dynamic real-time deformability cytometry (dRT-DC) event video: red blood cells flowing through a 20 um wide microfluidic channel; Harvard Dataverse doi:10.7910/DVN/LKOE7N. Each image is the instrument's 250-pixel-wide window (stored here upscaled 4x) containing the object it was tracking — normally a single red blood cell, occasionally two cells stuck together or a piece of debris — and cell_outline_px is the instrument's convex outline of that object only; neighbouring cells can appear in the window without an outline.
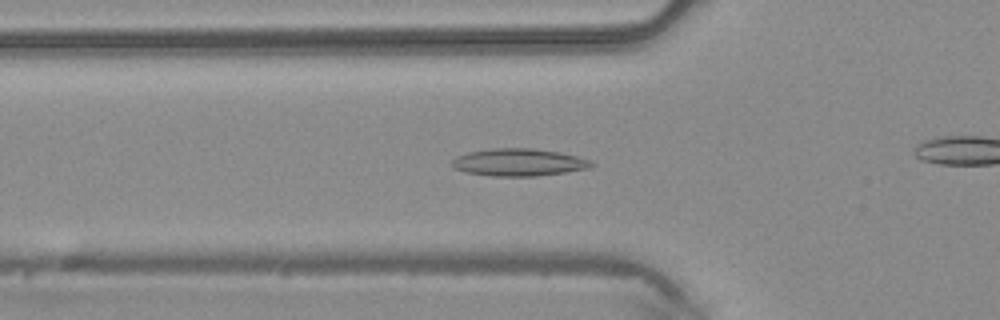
{"species": "common noctule bat (a hibernating species)", "species_latin": "Nyctalus noctula", "temperature_condition": "warm", "stored_images_in_passage": 37, "camera_frame_rate_fps": 3000, "um_per_image_px": 0.085, "animal": {"sex": "male", "body_mass_g": 20.4}, "frame": {"image": 1, "passage_image": 15, "time_ms": 4.667, "image_size_px": [1000, 320], "cell_outline_px": [[596, 164], [592, 168], [568, 172], [536, 176], [492, 176], [464, 172], [452, 168], [448, 164], [456, 156], [468, 152], [492, 148], [532, 148], [560, 152], [592, 160]], "centroid_in_image_um": [44.09, 13.8], "position_along_channel_um": 81.7, "area_um2": 22.72}}
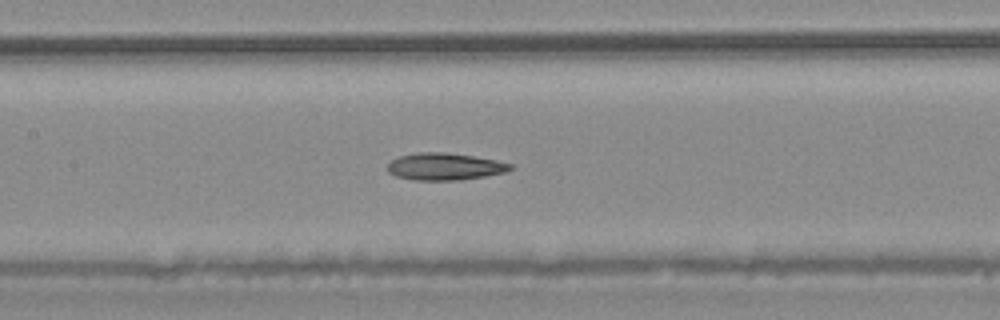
{"frame": {"image": 2, "passage_image": 21, "time_ms": 6.667, "image_size_px": [1000, 320], "cell_outline_px": [[516, 168], [504, 172], [484, 176], [460, 180], [412, 180], [396, 176], [388, 172], [388, 164], [392, 160], [400, 156], [420, 152], [444, 152], [472, 156], [496, 160], [512, 164]], "centroid_in_image_um": [37.81, 14.16], "position_along_channel_um": 169.6, "area_um2": 19.31}}
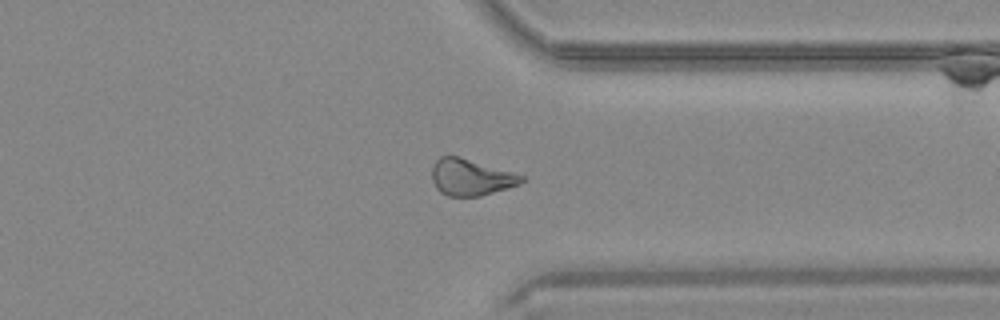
{"frame": {"image": 3, "passage_image": 35, "time_ms": 11.333, "image_size_px": [1000, 320], "cell_outline_px": [[528, 176], [520, 184], [508, 188], [480, 196], [448, 196], [440, 192], [436, 188], [432, 180], [432, 164], [440, 156], [460, 156]], "centroid_in_image_um": [40.04, 15.06], "position_along_channel_um": 371.4, "area_um2": 19.36}}